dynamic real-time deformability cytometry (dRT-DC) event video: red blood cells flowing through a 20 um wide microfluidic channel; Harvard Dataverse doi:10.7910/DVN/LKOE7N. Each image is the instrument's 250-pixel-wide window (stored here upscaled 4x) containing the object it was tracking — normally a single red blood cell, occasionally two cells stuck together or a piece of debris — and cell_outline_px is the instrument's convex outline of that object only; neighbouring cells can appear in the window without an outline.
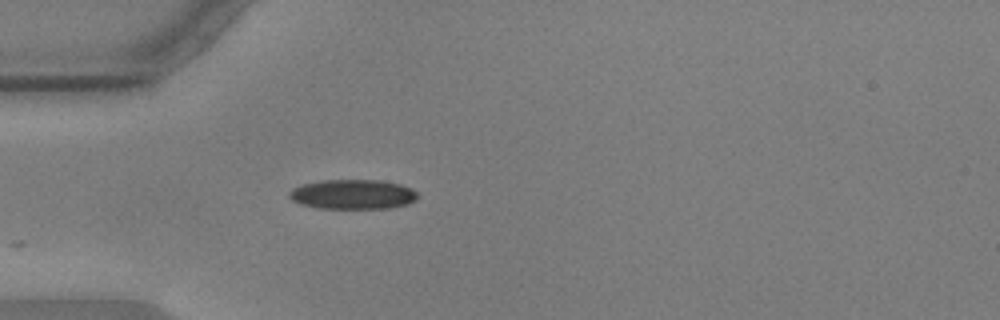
{"species": "common noctule bat (a hibernating species)", "species_latin": "Nyctalus noctula", "temperature_condition": "warm", "stored_images_in_passage": 8, "camera_frame_rate_fps": 3000, "um_per_image_px": 0.085, "animal": {"sex": "male", "body_mass_g": 17.9, "forearm_length_mm": 54.2}, "frame": {"image": 1, "passage_image": 1, "time_ms": 0.0, "image_size_px": [1000, 320], "cell_outline_px": [[420, 196], [416, 200], [408, 204], [388, 208], [316, 208], [300, 204], [292, 200], [288, 196], [288, 192], [292, 188], [304, 184], [324, 180], [380, 180], [400, 184], [412, 188]], "centroid_in_image_um": [30.0, 16.52], "position_along_channel_um": 55.0, "area_um2": 22.31}}
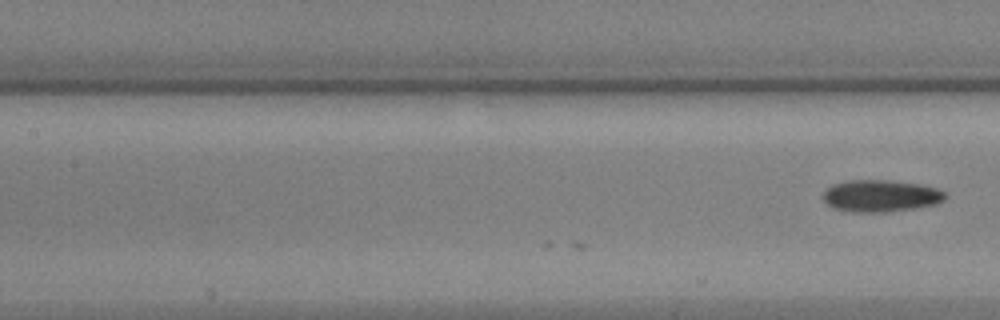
{"frame": {"image": 2, "passage_image": 8, "time_ms": 2.333, "image_size_px": [1000, 320], "cell_outline_px": [[948, 196], [944, 200], [936, 204], [912, 208], [876, 212], [852, 212], [832, 208], [824, 200], [824, 192], [832, 184], [848, 180], [888, 180], [920, 184], [936, 188], [944, 192]], "centroid_in_image_um": [74.85, 16.64], "position_along_channel_um": 132.5, "area_um2": 22.54}}